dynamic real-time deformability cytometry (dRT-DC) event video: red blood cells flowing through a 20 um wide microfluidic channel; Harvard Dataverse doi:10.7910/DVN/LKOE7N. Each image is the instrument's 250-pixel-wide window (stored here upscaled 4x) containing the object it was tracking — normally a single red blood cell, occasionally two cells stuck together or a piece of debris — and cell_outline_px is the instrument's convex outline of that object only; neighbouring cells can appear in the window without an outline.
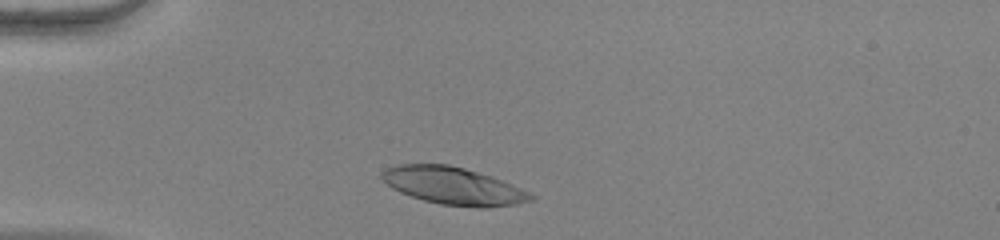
{"species": "human", "species_latin": "Homo sapiens", "temperature_condition": "warm", "stored_images_in_passage": 34, "camera_frame_rate_fps": 3000, "um_per_image_px": 0.085, "donor": {"sex": "female"}, "frame": {"image": 1, "passage_image": 4, "time_ms": 1.0, "image_size_px": [1000, 240], "cell_outline_px": [[536, 196], [532, 200], [516, 204], [484, 208], [480, 208], [440, 204], [424, 200], [400, 192], [392, 188], [380, 176], [380, 172], [384, 168], [400, 164], [448, 164], [464, 168], [492, 176], [512, 184]], "centroid_in_image_um": [38.52, 15.79], "position_along_channel_um": 46.5, "area_um2": 32.43}}
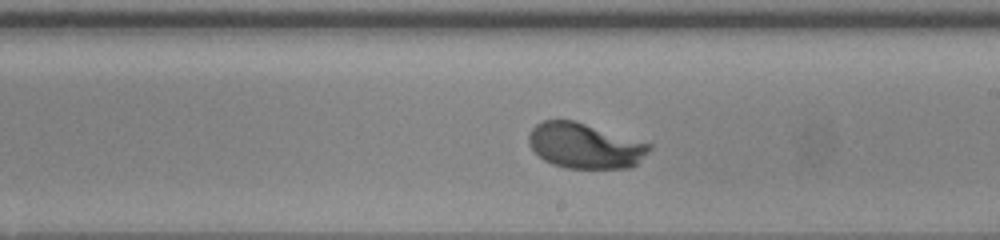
{"frame": {"image": 2, "passage_image": 21, "time_ms": 6.667, "image_size_px": [1000, 240], "cell_outline_px": [[652, 148], [632, 168], [568, 168], [552, 164], [544, 160], [532, 148], [528, 140], [528, 136], [532, 128], [536, 124], [544, 120], [572, 120], [652, 144]], "centroid_in_image_um": [49.72, 12.4], "position_along_channel_um": 239.3, "area_um2": 31.5}}
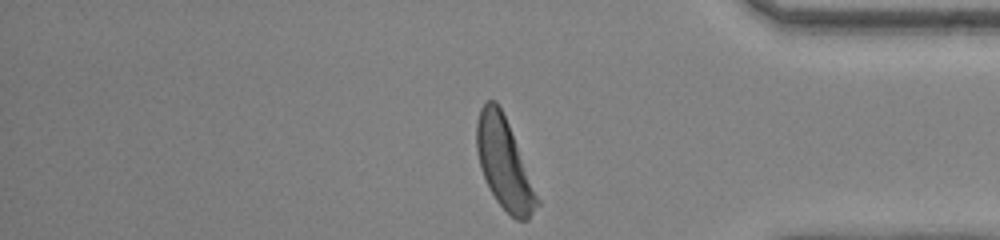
{"frame": {"image": 3, "passage_image": 34, "time_ms": 11.0, "image_size_px": [1000, 240], "cell_outline_px": [[540, 204], [528, 220], [516, 220], [496, 200], [480, 168], [476, 148], [476, 124], [480, 108], [488, 100], [496, 100], [508, 124], [540, 200]], "centroid_in_image_um": [42.85, 13.91], "position_along_channel_um": 392.4, "area_um2": 31.33}, "authors_computed_cell_mechanics": {"area_um2": 32.368, "velocity_mm_per_s": 3.8951, "shape_relaxation_time_tau1_ms": 2.1739, "shape_relaxation_time_tau2_ms": null, "deformation_change_tau1": 0.1969, "deformation_change_tau2": null}}